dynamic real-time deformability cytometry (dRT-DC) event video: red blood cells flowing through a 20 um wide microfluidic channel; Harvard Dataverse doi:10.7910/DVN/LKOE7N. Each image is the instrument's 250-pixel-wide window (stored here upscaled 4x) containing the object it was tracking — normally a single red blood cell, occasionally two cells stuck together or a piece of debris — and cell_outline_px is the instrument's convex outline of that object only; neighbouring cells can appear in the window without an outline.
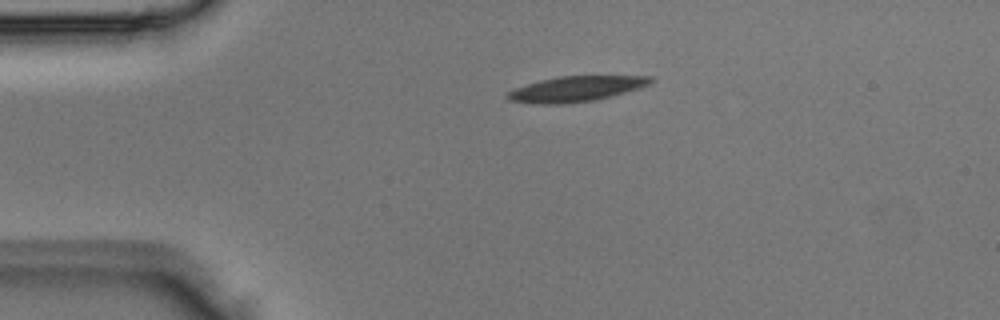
{"species": "Egyptian fruit bat (a non-hibernating species)", "species_latin": "Rousettus aegyptiacus", "temperature_condition": "room temperature", "stored_images_in_passage": 2, "camera_frame_rate_fps": 3000, "um_per_image_px": 0.085, "animal": {"sex": "male"}, "frame": {"image": 1, "passage_image": 1, "time_ms": 0.0, "image_size_px": [1000, 320], "cell_outline_px": [[656, 80], [652, 84], [640, 88], [592, 100], [560, 104], [540, 104], [508, 100], [504, 96], [508, 92], [516, 88], [540, 80], [560, 76], [652, 76]], "centroid_in_image_um": [48.99, 7.54], "position_along_channel_um": 36.0, "area_um2": 20.92}}